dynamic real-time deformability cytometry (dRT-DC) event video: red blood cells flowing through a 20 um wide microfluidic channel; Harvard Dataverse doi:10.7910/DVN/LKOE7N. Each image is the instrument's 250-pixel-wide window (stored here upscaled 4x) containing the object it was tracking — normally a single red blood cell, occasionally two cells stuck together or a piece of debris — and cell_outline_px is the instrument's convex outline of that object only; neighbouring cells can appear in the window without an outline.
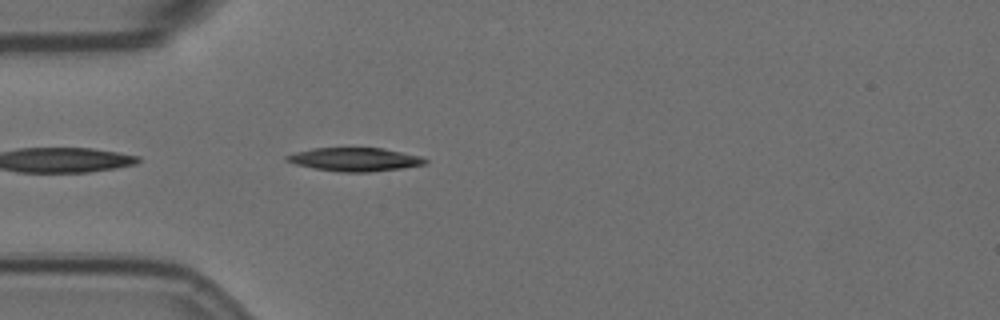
{"species": "Egyptian fruit bat (a non-hibernating species)", "species_latin": "Rousettus aegyptiacus", "temperature_condition": "room temperature", "stored_images_in_passage": 43, "camera_frame_rate_fps": 3000, "um_per_image_px": 0.085, "animal": {"sex": "female"}, "frame": {"image": 1, "passage_image": 2, "time_ms": 0.333, "image_size_px": [1000, 320], "cell_outline_px": [[428, 164], [404, 168], [368, 172], [336, 172], [312, 168], [296, 164], [284, 160], [284, 156], [296, 152], [312, 148], [384, 148], [420, 156], [428, 160]], "centroid_in_image_um": [30.16, 13.56], "position_along_channel_um": 54.8, "area_um2": 19.13}}
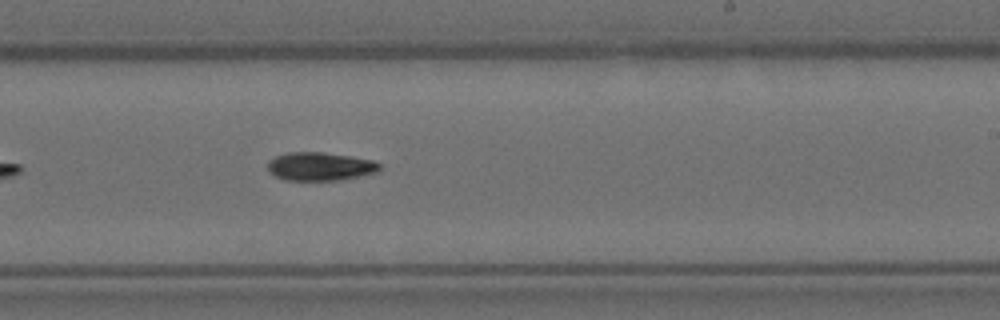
{"frame": {"image": 2, "passage_image": 20, "time_ms": 6.333, "image_size_px": [1000, 320], "cell_outline_px": [[380, 168], [376, 172], [340, 180], [284, 180], [268, 172], [268, 160], [276, 156], [288, 152], [324, 152], [352, 156], [372, 160], [380, 164]], "centroid_in_image_um": [27.17, 14.14], "position_along_channel_um": 261.8, "area_um2": 18.5}}
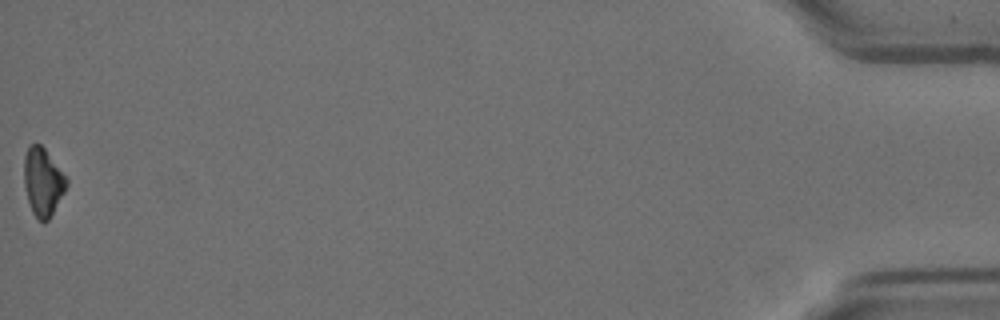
{"frame": {"image": 3, "passage_image": 43, "time_ms": 14.0, "image_size_px": [1000, 320], "cell_outline_px": [[68, 184], [64, 192], [48, 220], [40, 220], [32, 212], [28, 200], [24, 184], [24, 156], [28, 144], [40, 144], [44, 148], [68, 180]], "centroid_in_image_um": [3.62, 15.43], "position_along_channel_um": 431.6, "area_um2": 16.47}, "authors_computed_cell_mechanics": {"area_um2": 18.496, "velocity_mm_per_s": 3.5342, "shape_relaxation_time_tau1_ms": 8.021, "shape_relaxation_time_tau2_ms": null, "deformation_change_tau1": 0.2178, "deformation_change_tau2": null}}